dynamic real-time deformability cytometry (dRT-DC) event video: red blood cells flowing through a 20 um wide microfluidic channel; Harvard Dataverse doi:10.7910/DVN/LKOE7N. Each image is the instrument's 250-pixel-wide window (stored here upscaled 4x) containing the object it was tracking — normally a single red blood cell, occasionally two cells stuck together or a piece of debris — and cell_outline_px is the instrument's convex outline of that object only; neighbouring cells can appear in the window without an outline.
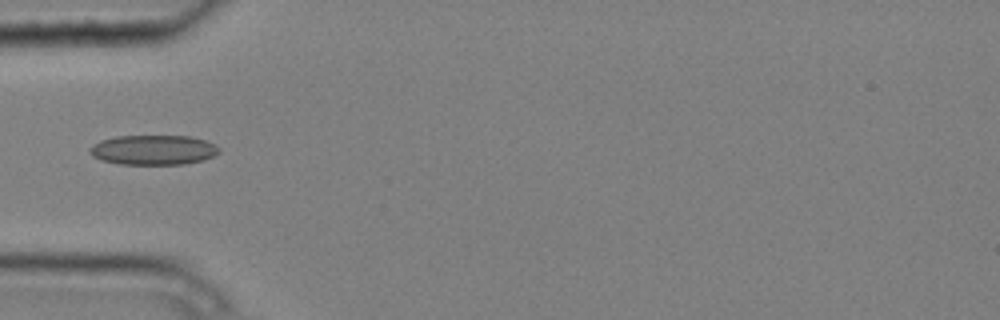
{"species": "common noctule bat (a hibernating species)", "species_latin": "Nyctalus noctula", "temperature_condition": "cold", "stored_images_in_passage": 5, "camera_frame_rate_fps": 3000, "um_per_image_px": 0.085, "animal": {"sex": "male", "body_mass_g": 20.4}, "frame": {"image": 1, "passage_image": 2, "time_ms": 0.333, "image_size_px": [1000, 320], "cell_outline_px": [[220, 152], [204, 160], [184, 164], [120, 164], [100, 160], [92, 156], [88, 148], [92, 144], [100, 140], [116, 136], [188, 136], [204, 140], [220, 148]], "centroid_in_image_um": [12.99, 12.74], "position_along_channel_um": 72.0, "area_um2": 22.48}}
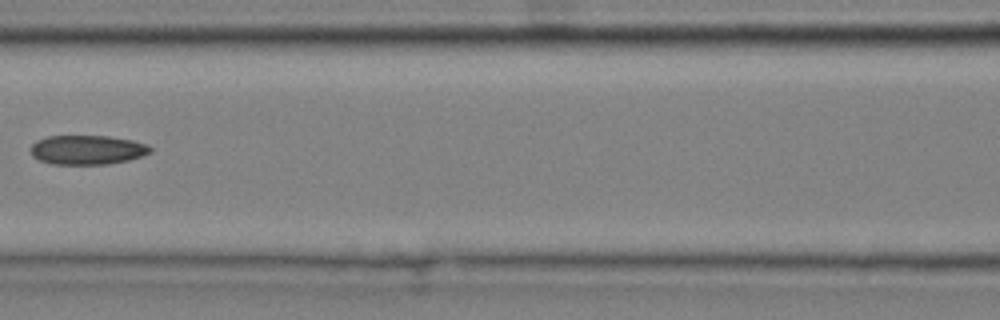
{"frame": {"image": 2, "passage_image": 4, "time_ms": 1.0, "image_size_px": [1000, 320], "cell_outline_px": [[152, 152], [128, 160], [108, 164], [52, 164], [40, 160], [32, 156], [32, 144], [36, 140], [48, 136], [108, 136], [132, 140], [144, 144], [152, 148]], "centroid_in_image_um": [7.41, 12.73], "position_along_channel_um": 159.2, "area_um2": 20.29}}
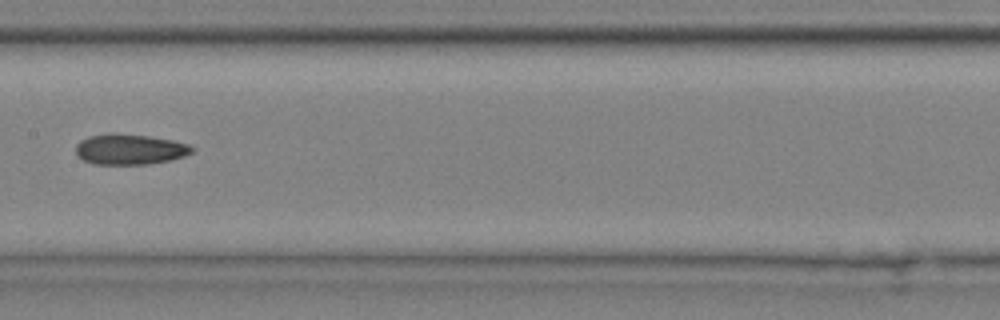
{"frame": {"image": 3, "passage_image": 5, "time_ms": 1.333, "image_size_px": [1000, 320], "cell_outline_px": [[196, 148], [192, 152], [184, 156], [168, 160], [144, 164], [92, 164], [76, 156], [76, 144], [80, 140], [88, 136], [108, 132], [112, 132], [148, 136], [172, 140], [188, 144]], "centroid_in_image_um": [10.98, 12.67], "position_along_channel_um": 196.4, "area_um2": 20.81}}